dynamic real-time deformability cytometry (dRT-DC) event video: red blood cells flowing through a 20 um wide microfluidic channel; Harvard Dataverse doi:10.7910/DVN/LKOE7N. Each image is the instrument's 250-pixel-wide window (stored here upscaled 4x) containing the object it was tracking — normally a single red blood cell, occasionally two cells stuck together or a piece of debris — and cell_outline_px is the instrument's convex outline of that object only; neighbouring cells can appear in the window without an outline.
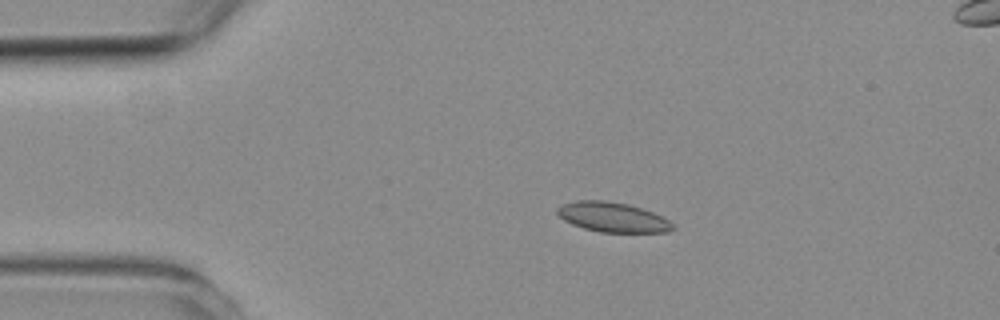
{"species": "common noctule bat (a hibernating species)", "species_latin": "Nyctalus noctula", "temperature_condition": "room temperature", "stored_images_in_passage": 5, "segment_of_instrument_passage": [1, 2], "camera_frame_rate_fps": 3000, "um_per_image_px": 0.085, "animal": {"sex": "female", "body_mass_g": 19.3, "forearm_length_mm": 54.1}, "frame": {"image": 1, "passage_image": 3, "time_ms": 2.333, "image_size_px": [1000, 320], "cell_outline_px": [[676, 228], [668, 232], [600, 232], [584, 228], [572, 224], [564, 220], [556, 212], [556, 208], [560, 204], [576, 200], [604, 200], [628, 204], [652, 212], [668, 220]], "centroid_in_image_um": [52.03, 18.45], "position_along_channel_um": 33.0, "area_um2": 20.0}}